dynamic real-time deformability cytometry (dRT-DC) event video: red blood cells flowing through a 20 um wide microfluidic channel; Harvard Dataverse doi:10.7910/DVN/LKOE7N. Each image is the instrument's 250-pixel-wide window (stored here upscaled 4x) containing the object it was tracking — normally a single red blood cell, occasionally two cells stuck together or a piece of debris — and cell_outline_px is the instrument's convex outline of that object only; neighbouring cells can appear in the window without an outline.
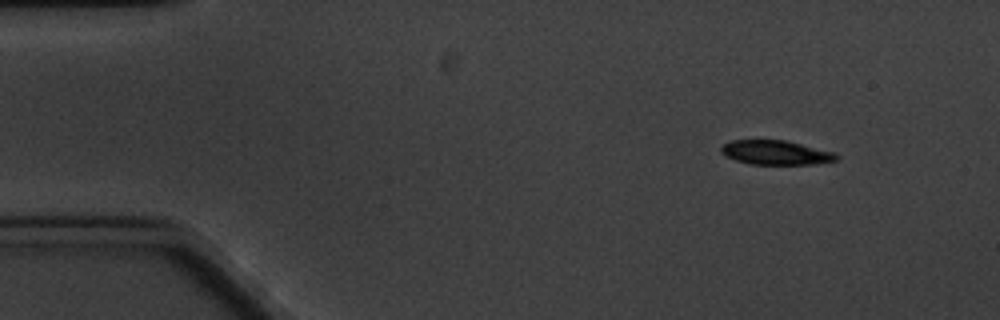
{"species": "common noctule bat (a hibernating species)", "species_latin": "Nyctalus noctula", "temperature_condition": "cold", "stored_images_in_passage": 4, "camera_frame_rate_fps": 3000, "um_per_image_px": 0.085, "animal": {"sex": "male", "body_mass_g": 20.1, "forearm_length_mm": 53.5}, "frame": {"image": 1, "passage_image": 1, "time_ms": 0.0, "image_size_px": [1000, 320], "cell_outline_px": [[840, 156], [836, 160], [812, 164], [752, 164], [736, 160], [724, 156], [720, 152], [720, 148], [728, 140], [788, 140], [836, 152]], "centroid_in_image_um": [65.95, 12.95], "position_along_channel_um": 19.1, "area_um2": 16.53}}
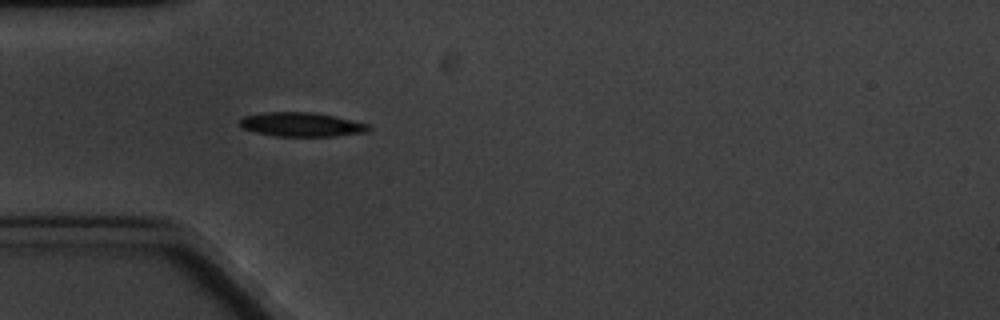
{"frame": {"image": 2, "passage_image": 4, "time_ms": 3.667, "image_size_px": [1000, 320], "cell_outline_px": [[372, 128], [368, 132], [336, 136], [276, 136], [256, 132], [244, 128], [236, 120], [240, 116], [264, 112], [316, 112], [336, 116], [372, 124]], "centroid_in_image_um": [25.67, 10.57], "position_along_channel_um": 59.3, "area_um2": 18.55}}